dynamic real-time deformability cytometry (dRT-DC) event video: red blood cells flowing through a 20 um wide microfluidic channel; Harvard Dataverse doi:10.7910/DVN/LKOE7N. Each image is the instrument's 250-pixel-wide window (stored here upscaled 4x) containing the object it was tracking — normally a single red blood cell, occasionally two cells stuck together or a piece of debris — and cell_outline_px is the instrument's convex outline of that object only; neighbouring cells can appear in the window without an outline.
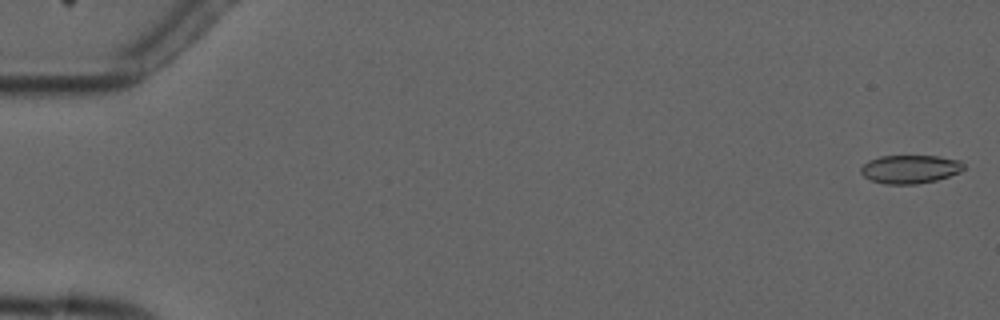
{"species": "common noctule bat (a hibernating species)", "species_latin": "Nyctalus noctula", "temperature_condition": "cold", "stored_images_in_passage": 2, "camera_frame_rate_fps": 3000, "um_per_image_px": 0.085, "animal": {"sex": "male", "forearm_length_mm": 52.5}, "frame": {"image": 1, "passage_image": 2, "time_ms": 1.667, "image_size_px": [1000, 320], "cell_outline_px": [[964, 168], [960, 172], [936, 180], [916, 184], [884, 184], [872, 180], [864, 176], [860, 172], [860, 168], [868, 160], [880, 156], [940, 156], [960, 160], [964, 164]], "centroid_in_image_um": [77.36, 14.37], "position_along_channel_um": 7.6, "area_um2": 17.05}}